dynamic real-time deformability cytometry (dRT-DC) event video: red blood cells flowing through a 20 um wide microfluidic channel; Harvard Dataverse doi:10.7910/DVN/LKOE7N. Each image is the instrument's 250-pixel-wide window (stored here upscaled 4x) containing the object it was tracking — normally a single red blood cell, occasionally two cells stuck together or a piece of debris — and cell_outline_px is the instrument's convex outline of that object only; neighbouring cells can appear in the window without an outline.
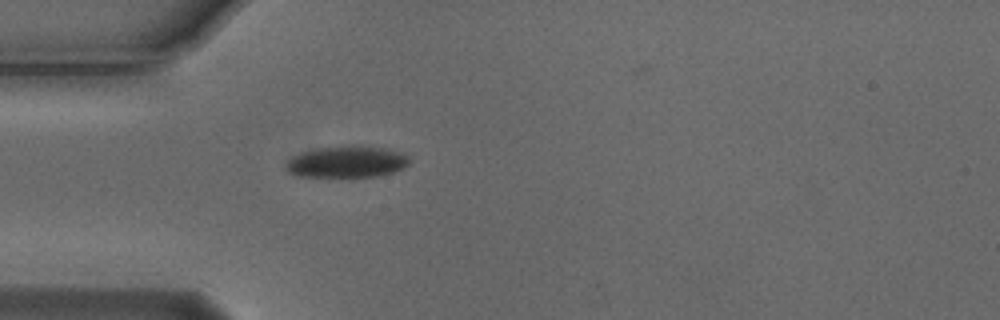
{"species": "Egyptian fruit bat (a non-hibernating species)", "species_latin": "Rousettus aegyptiacus", "temperature_condition": "cold", "stored_images_in_passage": 1, "camera_frame_rate_fps": 3000, "um_per_image_px": 0.085, "animal": {"sex": "male"}, "frame": {"image": 1, "passage_image": 1, "time_ms": 0.0, "image_size_px": [1000, 320], "cell_outline_px": [[412, 160], [404, 168], [392, 172], [376, 176], [300, 176], [288, 172], [288, 160], [304, 152], [320, 148], [352, 144], [380, 148], [404, 152]], "centroid_in_image_um": [29.57, 13.74], "position_along_channel_um": 55.4, "area_um2": 22.37}}